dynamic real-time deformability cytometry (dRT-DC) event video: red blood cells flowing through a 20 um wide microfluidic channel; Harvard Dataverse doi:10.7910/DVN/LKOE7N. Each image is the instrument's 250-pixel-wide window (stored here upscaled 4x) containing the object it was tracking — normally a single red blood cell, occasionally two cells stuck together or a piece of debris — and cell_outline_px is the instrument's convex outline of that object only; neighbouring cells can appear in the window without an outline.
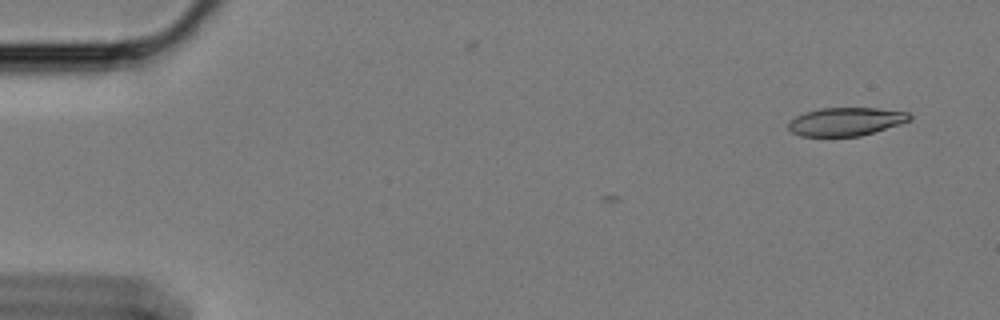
{"species": "Egyptian fruit bat (a non-hibernating species)", "species_latin": "Rousettus aegyptiacus", "temperature_condition": "cold", "stored_images_in_passage": 2, "camera_frame_rate_fps": 3000, "um_per_image_px": 0.085, "animal": {"sex": "female"}, "frame": {"image": 1, "passage_image": 2, "time_ms": 0.333, "image_size_px": [1000, 320], "cell_outline_px": [[912, 120], [860, 136], [800, 136], [792, 132], [788, 128], [788, 124], [796, 116], [804, 112], [820, 108], [876, 108], [908, 112], [912, 116]], "centroid_in_image_um": [71.9, 10.33], "position_along_channel_um": 13.1, "area_um2": 19.88}}